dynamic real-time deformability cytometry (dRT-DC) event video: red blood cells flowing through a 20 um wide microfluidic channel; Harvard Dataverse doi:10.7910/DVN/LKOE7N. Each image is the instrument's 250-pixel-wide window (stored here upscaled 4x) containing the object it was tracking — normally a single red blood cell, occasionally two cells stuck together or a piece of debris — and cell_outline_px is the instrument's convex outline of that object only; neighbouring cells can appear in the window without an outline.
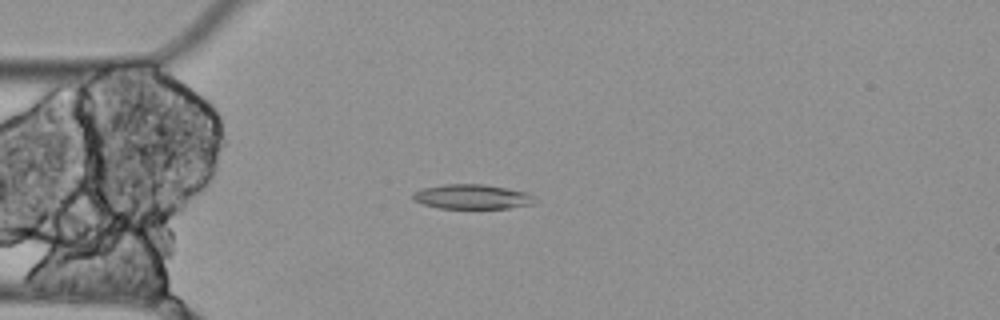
{"species": "Egyptian fruit bat (a non-hibernating species)", "species_latin": "Rousettus aegyptiacus", "temperature_condition": "cold", "stored_images_in_passage": 5, "camera_frame_rate_fps": 3000, "um_per_image_px": 0.085, "animal": {"sex": "female"}, "frame": {"image": 1, "passage_image": 4, "time_ms": 1.0, "image_size_px": [1000, 320], "cell_outline_px": [[536, 200], [532, 204], [508, 208], [440, 208], [424, 204], [412, 200], [412, 192], [420, 188], [444, 184], [484, 184], [528, 192]], "centroid_in_image_um": [40.09, 16.71], "position_along_channel_um": 44.9, "area_um2": 17.57}}